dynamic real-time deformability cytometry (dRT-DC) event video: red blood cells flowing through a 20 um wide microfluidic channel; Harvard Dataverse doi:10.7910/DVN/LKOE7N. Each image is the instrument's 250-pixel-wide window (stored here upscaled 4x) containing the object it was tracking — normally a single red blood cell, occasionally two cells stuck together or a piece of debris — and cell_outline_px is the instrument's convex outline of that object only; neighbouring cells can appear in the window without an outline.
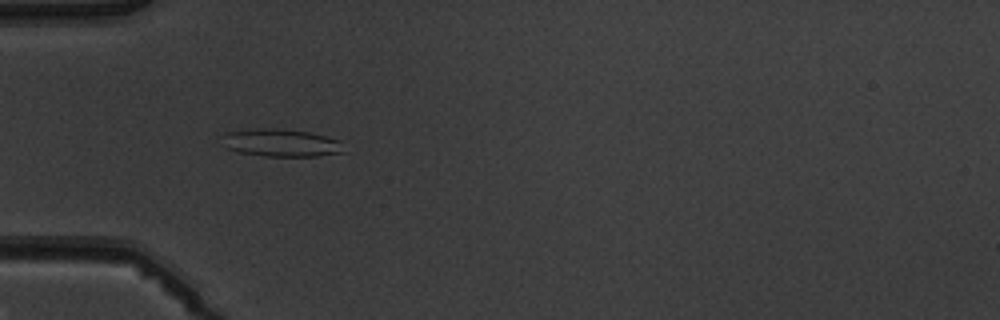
{"species": "common noctule bat (a hibernating species)", "species_latin": "Nyctalus noctula", "temperature_condition": "warm", "stored_images_in_passage": 7, "camera_frame_rate_fps": 3000, "um_per_image_px": 0.085, "animal": {"sex": "male", "body_mass_g": 19.5, "forearm_length_mm": 54.6}, "frame": {"image": 1, "passage_image": 5, "time_ms": 4.667, "image_size_px": [1000, 320], "cell_outline_px": [[348, 152], [320, 156], [264, 156], [236, 152], [224, 148], [216, 136], [224, 132], [256, 128], [276, 128], [308, 132], [340, 140]], "centroid_in_image_um": [23.8, 12.14], "position_along_channel_um": 61.2, "area_um2": 20.4}}
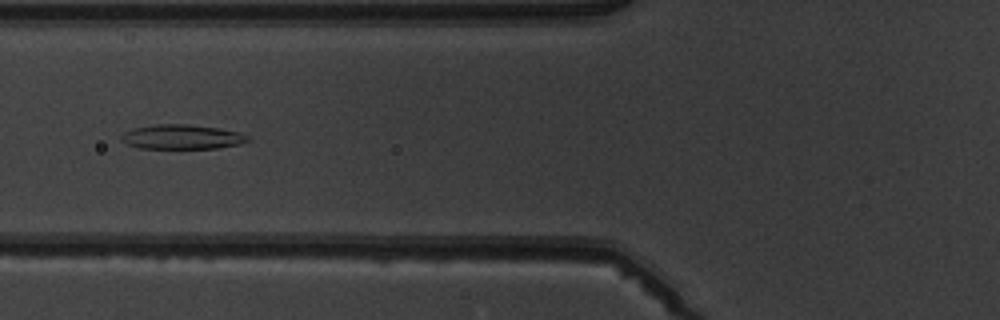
{"frame": {"image": 2, "passage_image": 6, "time_ms": 6.0, "image_size_px": [1000, 320], "cell_outline_px": [[252, 140], [240, 144], [216, 148], [136, 148], [120, 140], [120, 136], [124, 132], [136, 128], [156, 124], [188, 124], [220, 128], [240, 132], [248, 136]], "centroid_in_image_um": [15.49, 11.63], "position_along_channel_um": 110.3, "area_um2": 18.15}}
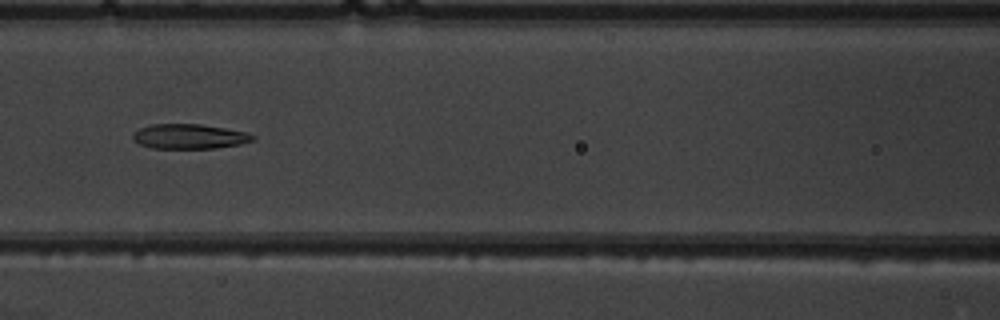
{"frame": {"image": 3, "passage_image": 7, "time_ms": 7.0, "image_size_px": [1000, 320], "cell_outline_px": [[256, 136], [252, 140], [240, 144], [216, 148], [152, 148], [140, 144], [132, 140], [132, 136], [140, 128], [152, 124], [200, 124], [224, 128], [244, 132]], "centroid_in_image_um": [16.07, 11.6], "position_along_channel_um": 150.5, "area_um2": 17.11}}